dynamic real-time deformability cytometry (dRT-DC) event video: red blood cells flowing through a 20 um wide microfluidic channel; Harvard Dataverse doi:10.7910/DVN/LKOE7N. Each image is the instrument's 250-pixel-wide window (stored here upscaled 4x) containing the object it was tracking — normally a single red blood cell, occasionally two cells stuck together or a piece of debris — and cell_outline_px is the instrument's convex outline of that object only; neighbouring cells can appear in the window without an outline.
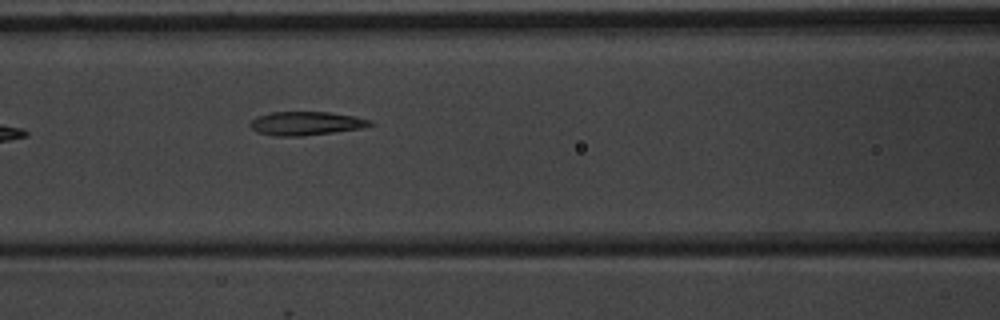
{"species": "common noctule bat (a hibernating species)", "species_latin": "Nyctalus noctula", "temperature_condition": "warm", "stored_images_in_passage": 7, "camera_frame_rate_fps": 3000, "um_per_image_px": 0.085, "animal": {"sex": "male", "body_mass_g": 20.1, "forearm_length_mm": 53.5}, "frame": {"image": 1, "passage_image": 7, "time_ms": 7.667, "image_size_px": [1000, 320], "cell_outline_px": [[376, 124], [360, 128], [332, 132], [300, 136], [276, 136], [256, 132], [248, 124], [256, 116], [272, 112], [328, 112], [356, 116], [372, 120]], "centroid_in_image_um": [26.01, 10.48], "position_along_channel_um": 140.6, "area_um2": 16.53}}